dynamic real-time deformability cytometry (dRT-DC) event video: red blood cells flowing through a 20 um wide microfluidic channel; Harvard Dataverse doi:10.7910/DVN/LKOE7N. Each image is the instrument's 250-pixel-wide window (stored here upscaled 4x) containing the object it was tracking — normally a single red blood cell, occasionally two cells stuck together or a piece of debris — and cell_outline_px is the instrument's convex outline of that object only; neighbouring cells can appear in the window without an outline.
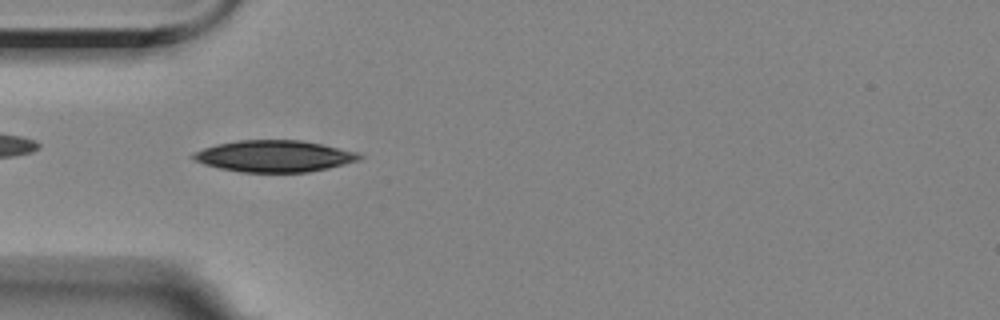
{"species": "Egyptian fruit bat (a non-hibernating species)", "species_latin": "Rousettus aegyptiacus", "temperature_condition": "room temperature", "stored_images_in_passage": 41, "camera_frame_rate_fps": 3000, "um_per_image_px": 0.085, "animal": {"sex": "female"}, "frame": {"image": 1, "passage_image": 2, "time_ms": 0.333, "image_size_px": [1000, 320], "cell_outline_px": [[364, 156], [360, 160], [328, 168], [308, 172], [240, 172], [220, 168], [204, 164], [188, 156], [192, 152], [216, 144], [236, 140], [300, 140], [360, 152]], "centroid_in_image_um": [23.31, 13.27], "position_along_channel_um": 61.7, "area_um2": 30.69}}
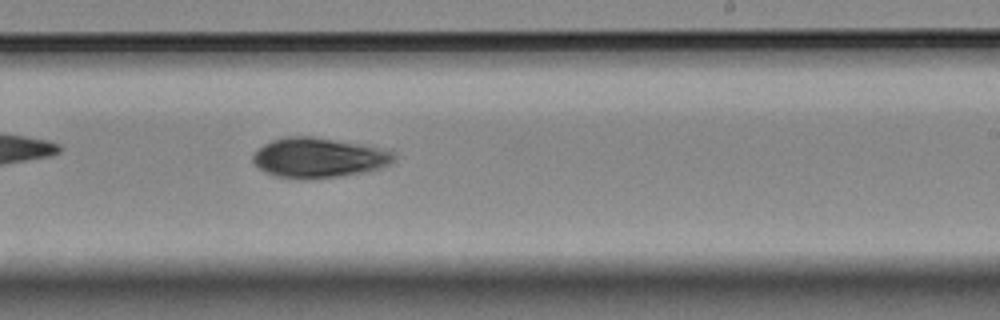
{"frame": {"image": 2, "passage_image": 19, "time_ms": 6.0, "image_size_px": [1000, 320], "cell_outline_px": [[396, 160], [388, 164], [376, 168], [360, 172], [336, 176], [276, 176], [260, 168], [252, 160], [252, 156], [264, 144], [272, 140], [288, 136], [312, 136], [368, 144], [392, 148], [396, 152]], "centroid_in_image_um": [27.2, 13.33], "position_along_channel_um": 261.8, "area_um2": 32.19}}
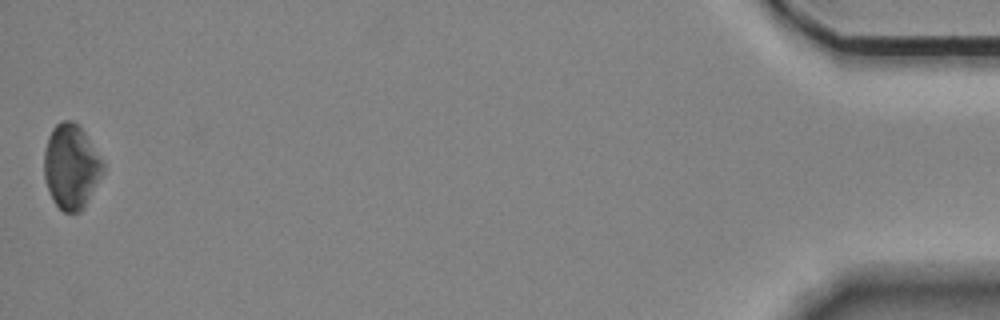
{"frame": {"image": 3, "passage_image": 41, "time_ms": 13.333, "image_size_px": [1000, 320], "cell_outline_px": [[104, 172], [84, 208], [80, 212], [64, 212], [52, 200], [44, 176], [44, 152], [48, 136], [52, 128], [56, 124], [64, 120], [72, 120], [80, 124], [100, 156], [104, 164]], "centroid_in_image_um": [6.06, 14.14], "position_along_channel_um": 429.1, "area_um2": 29.25}}